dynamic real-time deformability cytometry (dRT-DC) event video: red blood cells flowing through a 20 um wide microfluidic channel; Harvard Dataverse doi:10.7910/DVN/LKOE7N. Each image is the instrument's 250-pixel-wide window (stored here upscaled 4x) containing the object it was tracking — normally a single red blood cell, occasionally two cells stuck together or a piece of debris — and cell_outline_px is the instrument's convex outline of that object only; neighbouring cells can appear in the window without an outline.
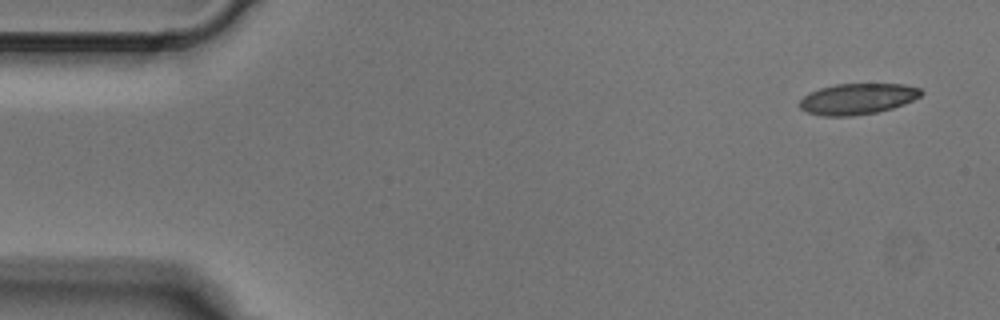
{"species": "Egyptian fruit bat (a non-hibernating species)", "species_latin": "Rousettus aegyptiacus", "temperature_condition": "cold", "stored_images_in_passage": 3, "camera_frame_rate_fps": 3000, "um_per_image_px": 0.085, "animal": {"sex": "male"}, "frame": {"image": 1, "passage_image": 1, "time_ms": 0.0, "image_size_px": [1000, 320], "cell_outline_px": [[924, 92], [920, 96], [904, 104], [892, 108], [876, 112], [852, 116], [824, 116], [808, 112], [800, 108], [800, 100], [808, 92], [820, 88], [836, 84], [904, 84], [920, 88]], "centroid_in_image_um": [72.89, 8.4], "position_along_channel_um": 12.1, "area_um2": 21.85}}